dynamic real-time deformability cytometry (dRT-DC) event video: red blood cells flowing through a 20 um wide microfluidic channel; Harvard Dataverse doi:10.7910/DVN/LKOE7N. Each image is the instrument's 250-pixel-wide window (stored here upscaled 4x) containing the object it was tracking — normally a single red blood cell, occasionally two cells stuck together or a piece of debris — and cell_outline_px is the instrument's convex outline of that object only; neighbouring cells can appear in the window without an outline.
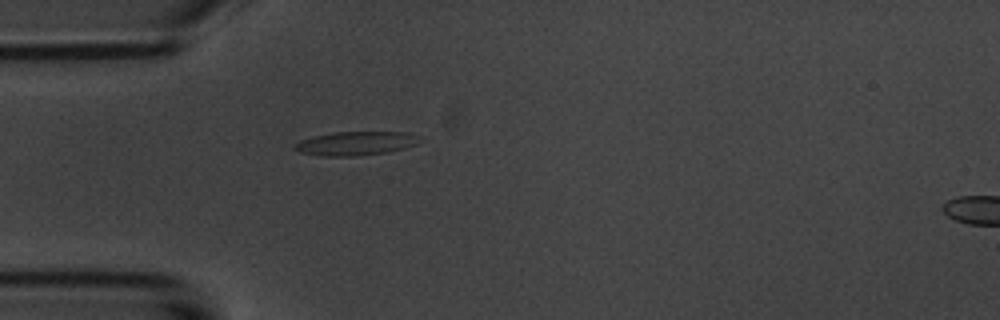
{"species": "common noctule bat (a hibernating species)", "species_latin": "Nyctalus noctula", "temperature_condition": "room temperature", "stored_images_in_passage": 2, "camera_frame_rate_fps": 3000, "um_per_image_px": 0.085, "animal": {"sex": "male", "body_mass_g": 20.1, "forearm_length_mm": 53.5}, "frame": {"image": 1, "passage_image": 1, "time_ms": 0.0, "image_size_px": [1000, 320], "cell_outline_px": [[416, 144], [404, 148], [388, 152], [352, 156], [320, 156], [300, 152], [292, 148], [292, 144], [300, 140], [312, 136], [332, 132], [408, 132], [412, 136]], "centroid_in_image_um": [30.07, 12.19], "position_along_channel_um": 54.9, "area_um2": 17.11}}